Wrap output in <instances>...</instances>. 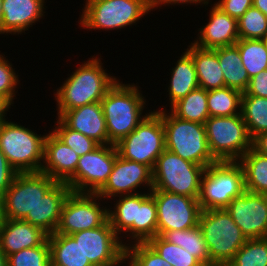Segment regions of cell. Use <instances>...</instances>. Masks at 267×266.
Instances as JSON below:
<instances>
[{
  "mask_svg": "<svg viewBox=\"0 0 267 266\" xmlns=\"http://www.w3.org/2000/svg\"><path fill=\"white\" fill-rule=\"evenodd\" d=\"M252 148L260 154L267 156V131L258 134L252 139Z\"/></svg>",
  "mask_w": 267,
  "mask_h": 266,
  "instance_id": "7dc6e473",
  "label": "cell"
},
{
  "mask_svg": "<svg viewBox=\"0 0 267 266\" xmlns=\"http://www.w3.org/2000/svg\"><path fill=\"white\" fill-rule=\"evenodd\" d=\"M2 3H3V0H0V27H1V20L3 17Z\"/></svg>",
  "mask_w": 267,
  "mask_h": 266,
  "instance_id": "f5cc1de1",
  "label": "cell"
},
{
  "mask_svg": "<svg viewBox=\"0 0 267 266\" xmlns=\"http://www.w3.org/2000/svg\"><path fill=\"white\" fill-rule=\"evenodd\" d=\"M147 243L172 266H203L191 253L176 244L169 243L162 236H155Z\"/></svg>",
  "mask_w": 267,
  "mask_h": 266,
  "instance_id": "8d00e7d4",
  "label": "cell"
},
{
  "mask_svg": "<svg viewBox=\"0 0 267 266\" xmlns=\"http://www.w3.org/2000/svg\"><path fill=\"white\" fill-rule=\"evenodd\" d=\"M204 125L209 150L217 162L239 161L252 147L242 114L210 116Z\"/></svg>",
  "mask_w": 267,
  "mask_h": 266,
  "instance_id": "9c48e42d",
  "label": "cell"
},
{
  "mask_svg": "<svg viewBox=\"0 0 267 266\" xmlns=\"http://www.w3.org/2000/svg\"><path fill=\"white\" fill-rule=\"evenodd\" d=\"M162 107L153 110L162 118L165 148L182 159L205 168L216 163L208 147L205 125L174 116L165 108L168 107L167 104Z\"/></svg>",
  "mask_w": 267,
  "mask_h": 266,
  "instance_id": "277c9868",
  "label": "cell"
},
{
  "mask_svg": "<svg viewBox=\"0 0 267 266\" xmlns=\"http://www.w3.org/2000/svg\"><path fill=\"white\" fill-rule=\"evenodd\" d=\"M17 173L0 150V194H5Z\"/></svg>",
  "mask_w": 267,
  "mask_h": 266,
  "instance_id": "f6af8a7d",
  "label": "cell"
},
{
  "mask_svg": "<svg viewBox=\"0 0 267 266\" xmlns=\"http://www.w3.org/2000/svg\"><path fill=\"white\" fill-rule=\"evenodd\" d=\"M47 0H3V17L0 34L21 35L27 34L30 27L44 19L47 11ZM46 7V8H45Z\"/></svg>",
  "mask_w": 267,
  "mask_h": 266,
  "instance_id": "d6986e66",
  "label": "cell"
},
{
  "mask_svg": "<svg viewBox=\"0 0 267 266\" xmlns=\"http://www.w3.org/2000/svg\"><path fill=\"white\" fill-rule=\"evenodd\" d=\"M0 266H7V256L0 249Z\"/></svg>",
  "mask_w": 267,
  "mask_h": 266,
  "instance_id": "f907efd6",
  "label": "cell"
},
{
  "mask_svg": "<svg viewBox=\"0 0 267 266\" xmlns=\"http://www.w3.org/2000/svg\"><path fill=\"white\" fill-rule=\"evenodd\" d=\"M56 183L42 172L17 173L3 195L4 218L23 220Z\"/></svg>",
  "mask_w": 267,
  "mask_h": 266,
  "instance_id": "7c38bea8",
  "label": "cell"
},
{
  "mask_svg": "<svg viewBox=\"0 0 267 266\" xmlns=\"http://www.w3.org/2000/svg\"><path fill=\"white\" fill-rule=\"evenodd\" d=\"M195 5L196 7L198 5H200L201 7H205L206 10H208L206 8V6H210L209 4V0H151V8H152V12L153 10H157L159 8L163 9L162 7L167 5V7H169L171 5V9H172V5L175 6H179L182 5L184 6H188V5Z\"/></svg>",
  "mask_w": 267,
  "mask_h": 266,
  "instance_id": "bcb514c9",
  "label": "cell"
},
{
  "mask_svg": "<svg viewBox=\"0 0 267 266\" xmlns=\"http://www.w3.org/2000/svg\"><path fill=\"white\" fill-rule=\"evenodd\" d=\"M0 51V97L7 100L13 107L16 93L21 85L19 75L10 59ZM14 67V68H13ZM17 72V73H16ZM20 84V85H19Z\"/></svg>",
  "mask_w": 267,
  "mask_h": 266,
  "instance_id": "b9f144b4",
  "label": "cell"
},
{
  "mask_svg": "<svg viewBox=\"0 0 267 266\" xmlns=\"http://www.w3.org/2000/svg\"><path fill=\"white\" fill-rule=\"evenodd\" d=\"M58 118L67 127L94 139L100 145L108 144L106 121L100 102L67 110Z\"/></svg>",
  "mask_w": 267,
  "mask_h": 266,
  "instance_id": "7402d4cb",
  "label": "cell"
},
{
  "mask_svg": "<svg viewBox=\"0 0 267 266\" xmlns=\"http://www.w3.org/2000/svg\"><path fill=\"white\" fill-rule=\"evenodd\" d=\"M47 237L48 234L41 228L23 220L4 218L0 222V249L6 256L40 246Z\"/></svg>",
  "mask_w": 267,
  "mask_h": 266,
  "instance_id": "603a6c76",
  "label": "cell"
},
{
  "mask_svg": "<svg viewBox=\"0 0 267 266\" xmlns=\"http://www.w3.org/2000/svg\"><path fill=\"white\" fill-rule=\"evenodd\" d=\"M178 58L174 63L175 66L169 69L171 78L169 77L168 86L165 87L168 92L167 96L169 95L167 100L169 107L199 87L192 56L184 49Z\"/></svg>",
  "mask_w": 267,
  "mask_h": 266,
  "instance_id": "484cf974",
  "label": "cell"
},
{
  "mask_svg": "<svg viewBox=\"0 0 267 266\" xmlns=\"http://www.w3.org/2000/svg\"><path fill=\"white\" fill-rule=\"evenodd\" d=\"M162 237L191 253L203 266H210V256L199 225L186 230L165 232Z\"/></svg>",
  "mask_w": 267,
  "mask_h": 266,
  "instance_id": "1f68e13d",
  "label": "cell"
},
{
  "mask_svg": "<svg viewBox=\"0 0 267 266\" xmlns=\"http://www.w3.org/2000/svg\"><path fill=\"white\" fill-rule=\"evenodd\" d=\"M242 93L230 87L207 91L210 116H234L241 114Z\"/></svg>",
  "mask_w": 267,
  "mask_h": 266,
  "instance_id": "e575fe53",
  "label": "cell"
},
{
  "mask_svg": "<svg viewBox=\"0 0 267 266\" xmlns=\"http://www.w3.org/2000/svg\"><path fill=\"white\" fill-rule=\"evenodd\" d=\"M93 266H125L126 247L109 220L98 228L70 235Z\"/></svg>",
  "mask_w": 267,
  "mask_h": 266,
  "instance_id": "4fadbf2b",
  "label": "cell"
},
{
  "mask_svg": "<svg viewBox=\"0 0 267 266\" xmlns=\"http://www.w3.org/2000/svg\"><path fill=\"white\" fill-rule=\"evenodd\" d=\"M12 105L7 101L5 100L4 98L0 97V123L2 121H5L7 120V112H10L11 110V107Z\"/></svg>",
  "mask_w": 267,
  "mask_h": 266,
  "instance_id": "c3c4849f",
  "label": "cell"
},
{
  "mask_svg": "<svg viewBox=\"0 0 267 266\" xmlns=\"http://www.w3.org/2000/svg\"><path fill=\"white\" fill-rule=\"evenodd\" d=\"M226 210L247 239L267 238V205L264 194L244 191Z\"/></svg>",
  "mask_w": 267,
  "mask_h": 266,
  "instance_id": "e0dca14e",
  "label": "cell"
},
{
  "mask_svg": "<svg viewBox=\"0 0 267 266\" xmlns=\"http://www.w3.org/2000/svg\"><path fill=\"white\" fill-rule=\"evenodd\" d=\"M157 206V236L167 231L186 230L199 224L198 199L161 190H151Z\"/></svg>",
  "mask_w": 267,
  "mask_h": 266,
  "instance_id": "5bb4252c",
  "label": "cell"
},
{
  "mask_svg": "<svg viewBox=\"0 0 267 266\" xmlns=\"http://www.w3.org/2000/svg\"><path fill=\"white\" fill-rule=\"evenodd\" d=\"M152 186L149 166L117 156L107 182L96 194L108 202L118 196L141 193L144 189L150 192Z\"/></svg>",
  "mask_w": 267,
  "mask_h": 266,
  "instance_id": "2e32d148",
  "label": "cell"
},
{
  "mask_svg": "<svg viewBox=\"0 0 267 266\" xmlns=\"http://www.w3.org/2000/svg\"><path fill=\"white\" fill-rule=\"evenodd\" d=\"M241 114L251 139L267 131V97L242 95Z\"/></svg>",
  "mask_w": 267,
  "mask_h": 266,
  "instance_id": "d6a6232c",
  "label": "cell"
},
{
  "mask_svg": "<svg viewBox=\"0 0 267 266\" xmlns=\"http://www.w3.org/2000/svg\"><path fill=\"white\" fill-rule=\"evenodd\" d=\"M78 23L81 29L110 30L126 29L137 25L139 20L151 13V0H84ZM150 12V13H149Z\"/></svg>",
  "mask_w": 267,
  "mask_h": 266,
  "instance_id": "3957f363",
  "label": "cell"
},
{
  "mask_svg": "<svg viewBox=\"0 0 267 266\" xmlns=\"http://www.w3.org/2000/svg\"><path fill=\"white\" fill-rule=\"evenodd\" d=\"M72 190L64 182H57L30 210L23 221L38 226L48 235L55 233L63 204Z\"/></svg>",
  "mask_w": 267,
  "mask_h": 266,
  "instance_id": "44dd1931",
  "label": "cell"
},
{
  "mask_svg": "<svg viewBox=\"0 0 267 266\" xmlns=\"http://www.w3.org/2000/svg\"><path fill=\"white\" fill-rule=\"evenodd\" d=\"M198 225L208 248L210 266H226L247 241L226 208L202 210Z\"/></svg>",
  "mask_w": 267,
  "mask_h": 266,
  "instance_id": "8992f818",
  "label": "cell"
},
{
  "mask_svg": "<svg viewBox=\"0 0 267 266\" xmlns=\"http://www.w3.org/2000/svg\"><path fill=\"white\" fill-rule=\"evenodd\" d=\"M207 23L198 28L197 38L191 43L201 49H216L235 45L239 40L237 19L231 17L219 8L212 0Z\"/></svg>",
  "mask_w": 267,
  "mask_h": 266,
  "instance_id": "ac0fdd59",
  "label": "cell"
},
{
  "mask_svg": "<svg viewBox=\"0 0 267 266\" xmlns=\"http://www.w3.org/2000/svg\"><path fill=\"white\" fill-rule=\"evenodd\" d=\"M185 49L195 64L199 87L210 91L225 87L222 69L220 67L217 48L201 49L192 43Z\"/></svg>",
  "mask_w": 267,
  "mask_h": 266,
  "instance_id": "d4e9b609",
  "label": "cell"
},
{
  "mask_svg": "<svg viewBox=\"0 0 267 266\" xmlns=\"http://www.w3.org/2000/svg\"><path fill=\"white\" fill-rule=\"evenodd\" d=\"M263 40H264L265 44L267 45V34L265 35Z\"/></svg>",
  "mask_w": 267,
  "mask_h": 266,
  "instance_id": "db71d44e",
  "label": "cell"
},
{
  "mask_svg": "<svg viewBox=\"0 0 267 266\" xmlns=\"http://www.w3.org/2000/svg\"><path fill=\"white\" fill-rule=\"evenodd\" d=\"M56 120L54 121V128L53 126L50 127L51 131L67 146L71 147L80 157L100 145L94 139L67 127L58 117H56Z\"/></svg>",
  "mask_w": 267,
  "mask_h": 266,
  "instance_id": "74e56055",
  "label": "cell"
},
{
  "mask_svg": "<svg viewBox=\"0 0 267 266\" xmlns=\"http://www.w3.org/2000/svg\"><path fill=\"white\" fill-rule=\"evenodd\" d=\"M107 220L108 203L104 199L96 193L71 191L63 204L55 233L72 235L79 231L98 228Z\"/></svg>",
  "mask_w": 267,
  "mask_h": 266,
  "instance_id": "8fae6325",
  "label": "cell"
},
{
  "mask_svg": "<svg viewBox=\"0 0 267 266\" xmlns=\"http://www.w3.org/2000/svg\"><path fill=\"white\" fill-rule=\"evenodd\" d=\"M235 45L249 78L267 69V45L263 39H239Z\"/></svg>",
  "mask_w": 267,
  "mask_h": 266,
  "instance_id": "836d02e7",
  "label": "cell"
},
{
  "mask_svg": "<svg viewBox=\"0 0 267 266\" xmlns=\"http://www.w3.org/2000/svg\"><path fill=\"white\" fill-rule=\"evenodd\" d=\"M157 236V206L150 192L137 193V214L134 221V243L148 242Z\"/></svg>",
  "mask_w": 267,
  "mask_h": 266,
  "instance_id": "f1b7e54d",
  "label": "cell"
},
{
  "mask_svg": "<svg viewBox=\"0 0 267 266\" xmlns=\"http://www.w3.org/2000/svg\"><path fill=\"white\" fill-rule=\"evenodd\" d=\"M242 95L267 97V69L250 78L248 87Z\"/></svg>",
  "mask_w": 267,
  "mask_h": 266,
  "instance_id": "ee69618b",
  "label": "cell"
},
{
  "mask_svg": "<svg viewBox=\"0 0 267 266\" xmlns=\"http://www.w3.org/2000/svg\"><path fill=\"white\" fill-rule=\"evenodd\" d=\"M169 109L174 116L182 120L205 124L210 117L207 90L198 87L174 103Z\"/></svg>",
  "mask_w": 267,
  "mask_h": 266,
  "instance_id": "4dcf8cb0",
  "label": "cell"
},
{
  "mask_svg": "<svg viewBox=\"0 0 267 266\" xmlns=\"http://www.w3.org/2000/svg\"><path fill=\"white\" fill-rule=\"evenodd\" d=\"M226 266H267V238L247 239Z\"/></svg>",
  "mask_w": 267,
  "mask_h": 266,
  "instance_id": "d590c367",
  "label": "cell"
},
{
  "mask_svg": "<svg viewBox=\"0 0 267 266\" xmlns=\"http://www.w3.org/2000/svg\"><path fill=\"white\" fill-rule=\"evenodd\" d=\"M111 200H113V202H108L111 204H108V220L115 233L120 237L122 244L127 247L134 244V221H136L137 214V193L118 196ZM112 203H114L113 207Z\"/></svg>",
  "mask_w": 267,
  "mask_h": 266,
  "instance_id": "cb8c5ba5",
  "label": "cell"
},
{
  "mask_svg": "<svg viewBox=\"0 0 267 266\" xmlns=\"http://www.w3.org/2000/svg\"><path fill=\"white\" fill-rule=\"evenodd\" d=\"M80 156L51 130L44 141V161L40 172L66 183L74 174Z\"/></svg>",
  "mask_w": 267,
  "mask_h": 266,
  "instance_id": "ffe728a7",
  "label": "cell"
},
{
  "mask_svg": "<svg viewBox=\"0 0 267 266\" xmlns=\"http://www.w3.org/2000/svg\"><path fill=\"white\" fill-rule=\"evenodd\" d=\"M7 266H51L48 240L46 239L40 246L22 249L8 255Z\"/></svg>",
  "mask_w": 267,
  "mask_h": 266,
  "instance_id": "ab89813d",
  "label": "cell"
},
{
  "mask_svg": "<svg viewBox=\"0 0 267 266\" xmlns=\"http://www.w3.org/2000/svg\"><path fill=\"white\" fill-rule=\"evenodd\" d=\"M47 240L50 245L51 266H93L85 257L79 243L70 235L52 233Z\"/></svg>",
  "mask_w": 267,
  "mask_h": 266,
  "instance_id": "4316f807",
  "label": "cell"
},
{
  "mask_svg": "<svg viewBox=\"0 0 267 266\" xmlns=\"http://www.w3.org/2000/svg\"><path fill=\"white\" fill-rule=\"evenodd\" d=\"M214 3L237 20L253 6V0H216Z\"/></svg>",
  "mask_w": 267,
  "mask_h": 266,
  "instance_id": "7bdbcfd3",
  "label": "cell"
},
{
  "mask_svg": "<svg viewBox=\"0 0 267 266\" xmlns=\"http://www.w3.org/2000/svg\"><path fill=\"white\" fill-rule=\"evenodd\" d=\"M4 219L3 215V195L0 194V222Z\"/></svg>",
  "mask_w": 267,
  "mask_h": 266,
  "instance_id": "816d5d0a",
  "label": "cell"
},
{
  "mask_svg": "<svg viewBox=\"0 0 267 266\" xmlns=\"http://www.w3.org/2000/svg\"><path fill=\"white\" fill-rule=\"evenodd\" d=\"M98 54L91 55L86 61L80 63L60 87L54 91L56 111L59 117L63 112L87 104L101 102L107 91L119 79L104 67ZM109 72V73H107Z\"/></svg>",
  "mask_w": 267,
  "mask_h": 266,
  "instance_id": "6da1fadb",
  "label": "cell"
},
{
  "mask_svg": "<svg viewBox=\"0 0 267 266\" xmlns=\"http://www.w3.org/2000/svg\"><path fill=\"white\" fill-rule=\"evenodd\" d=\"M125 261V266H172L147 242L127 246Z\"/></svg>",
  "mask_w": 267,
  "mask_h": 266,
  "instance_id": "60d3db41",
  "label": "cell"
},
{
  "mask_svg": "<svg viewBox=\"0 0 267 266\" xmlns=\"http://www.w3.org/2000/svg\"><path fill=\"white\" fill-rule=\"evenodd\" d=\"M117 156L115 145H99L79 158L75 174L66 184L73 192L97 193L107 182Z\"/></svg>",
  "mask_w": 267,
  "mask_h": 266,
  "instance_id": "9a60e30c",
  "label": "cell"
},
{
  "mask_svg": "<svg viewBox=\"0 0 267 266\" xmlns=\"http://www.w3.org/2000/svg\"><path fill=\"white\" fill-rule=\"evenodd\" d=\"M9 119L0 123V150L18 173L40 172L47 132L37 134L33 128Z\"/></svg>",
  "mask_w": 267,
  "mask_h": 266,
  "instance_id": "5b68a950",
  "label": "cell"
},
{
  "mask_svg": "<svg viewBox=\"0 0 267 266\" xmlns=\"http://www.w3.org/2000/svg\"><path fill=\"white\" fill-rule=\"evenodd\" d=\"M239 39H264L267 34V17L251 6L238 20Z\"/></svg>",
  "mask_w": 267,
  "mask_h": 266,
  "instance_id": "f35d334b",
  "label": "cell"
},
{
  "mask_svg": "<svg viewBox=\"0 0 267 266\" xmlns=\"http://www.w3.org/2000/svg\"><path fill=\"white\" fill-rule=\"evenodd\" d=\"M244 191L241 164L238 161L216 162L202 175L198 201L202 210L223 209Z\"/></svg>",
  "mask_w": 267,
  "mask_h": 266,
  "instance_id": "ba28073f",
  "label": "cell"
},
{
  "mask_svg": "<svg viewBox=\"0 0 267 266\" xmlns=\"http://www.w3.org/2000/svg\"><path fill=\"white\" fill-rule=\"evenodd\" d=\"M118 156L153 169L165 148V130L161 116L151 111L142 122L115 145Z\"/></svg>",
  "mask_w": 267,
  "mask_h": 266,
  "instance_id": "30bf717a",
  "label": "cell"
},
{
  "mask_svg": "<svg viewBox=\"0 0 267 266\" xmlns=\"http://www.w3.org/2000/svg\"><path fill=\"white\" fill-rule=\"evenodd\" d=\"M253 6L267 17V0H253Z\"/></svg>",
  "mask_w": 267,
  "mask_h": 266,
  "instance_id": "681fc988",
  "label": "cell"
},
{
  "mask_svg": "<svg viewBox=\"0 0 267 266\" xmlns=\"http://www.w3.org/2000/svg\"><path fill=\"white\" fill-rule=\"evenodd\" d=\"M140 88L138 82L126 84L119 78L101 100L108 144L116 145L152 111L145 110L148 108L147 98Z\"/></svg>",
  "mask_w": 267,
  "mask_h": 266,
  "instance_id": "7a4b0ae2",
  "label": "cell"
},
{
  "mask_svg": "<svg viewBox=\"0 0 267 266\" xmlns=\"http://www.w3.org/2000/svg\"><path fill=\"white\" fill-rule=\"evenodd\" d=\"M205 167L182 159L165 149L152 169V190L199 198Z\"/></svg>",
  "mask_w": 267,
  "mask_h": 266,
  "instance_id": "52a82bcc",
  "label": "cell"
},
{
  "mask_svg": "<svg viewBox=\"0 0 267 266\" xmlns=\"http://www.w3.org/2000/svg\"><path fill=\"white\" fill-rule=\"evenodd\" d=\"M217 56L223 72L225 87L244 93L249 84V76L242 66L239 49L236 45L217 48Z\"/></svg>",
  "mask_w": 267,
  "mask_h": 266,
  "instance_id": "83f0119b",
  "label": "cell"
},
{
  "mask_svg": "<svg viewBox=\"0 0 267 266\" xmlns=\"http://www.w3.org/2000/svg\"><path fill=\"white\" fill-rule=\"evenodd\" d=\"M238 162L243 168L245 190L267 194V156L251 147Z\"/></svg>",
  "mask_w": 267,
  "mask_h": 266,
  "instance_id": "f546056e",
  "label": "cell"
}]
</instances>
